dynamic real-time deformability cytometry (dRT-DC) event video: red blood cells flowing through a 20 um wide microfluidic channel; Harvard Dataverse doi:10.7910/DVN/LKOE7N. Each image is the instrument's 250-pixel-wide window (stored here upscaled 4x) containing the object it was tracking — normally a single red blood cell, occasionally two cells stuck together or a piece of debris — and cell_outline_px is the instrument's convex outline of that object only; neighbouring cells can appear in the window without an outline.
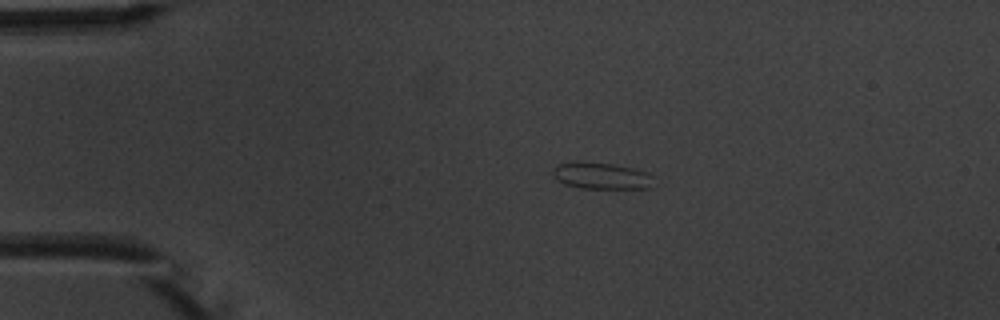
{"species": "common noctule bat (a hibernating species)", "species_latin": "Nyctalus noctula", "temperature_condition": "warm", "stored_images_in_passage": 4, "camera_frame_rate_fps": 3000, "um_per_image_px": 0.085, "animal": {"sex": "male", "body_mass_g": 20.1, "forearm_length_mm": 53.5}, "frame": {"image": 1, "passage_image": 3, "time_ms": 2.333, "image_size_px": [1000, 320], "cell_outline_px": [[652, 188], [580, 188], [564, 184], [552, 176], [552, 172], [560, 164], [576, 160], [612, 164], [632, 168], [648, 172], [652, 176]], "centroid_in_image_um": [51.1, 14.94], "position_along_channel_um": 33.9, "area_um2": 15.66}}